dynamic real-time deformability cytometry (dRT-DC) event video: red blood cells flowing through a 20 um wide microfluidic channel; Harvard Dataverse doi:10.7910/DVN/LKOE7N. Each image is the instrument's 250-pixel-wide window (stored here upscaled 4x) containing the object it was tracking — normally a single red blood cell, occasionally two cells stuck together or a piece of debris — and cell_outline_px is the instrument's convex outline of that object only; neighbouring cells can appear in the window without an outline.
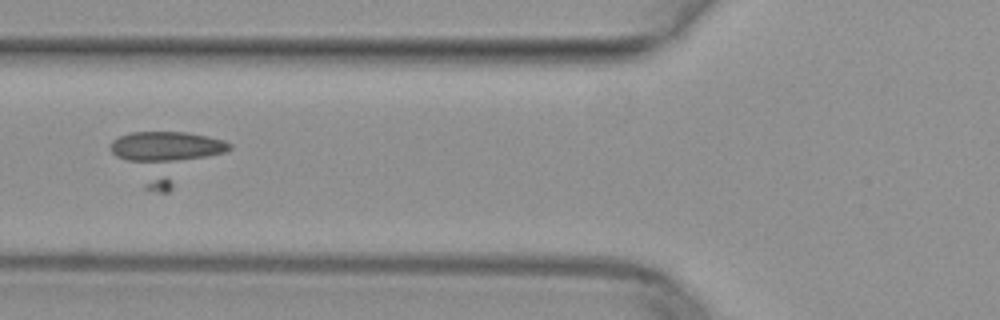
{"species": "common noctule bat (a hibernating species)", "species_latin": "Nyctalus noctula", "temperature_condition": "warm", "stored_images_in_passage": 42, "camera_frame_rate_fps": 3000, "um_per_image_px": 0.085, "animal": {"sex": "female", "body_mass_g": 29.2, "forearm_length_mm": 56.3}, "frame": {"image": 1, "passage_image": 13, "time_ms": 4.0, "image_size_px": [1000, 320], "cell_outline_px": [[232, 148], [168, 192], [160, 192], [144, 188], [112, 152], [112, 140], [120, 136], [132, 132], [188, 132], [208, 136], [224, 140], [232, 144]], "centroid_in_image_um": [14.16, 13.3], "position_along_channel_um": 111.6, "area_um2": 34.45}}